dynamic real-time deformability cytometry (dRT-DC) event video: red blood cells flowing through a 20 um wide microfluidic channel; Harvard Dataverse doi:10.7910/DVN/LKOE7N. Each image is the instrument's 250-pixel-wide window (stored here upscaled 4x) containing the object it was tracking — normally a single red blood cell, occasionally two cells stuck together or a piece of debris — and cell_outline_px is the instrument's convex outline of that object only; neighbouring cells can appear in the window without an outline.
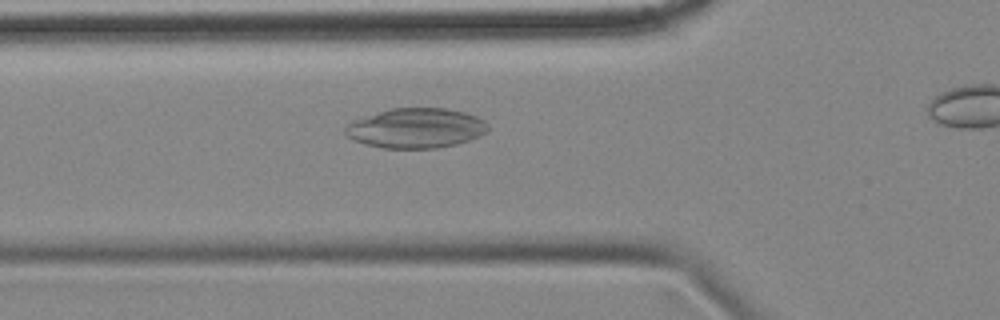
{"species": "common noctule bat (a hibernating species)", "species_latin": "Nyctalus noctula", "temperature_condition": "cold", "stored_images_in_passage": 40, "camera_frame_rate_fps": 3000, "um_per_image_px": 0.085, "animal": {"sex": "female", "body_mass_g": 18.4}, "frame": {"image": 1, "passage_image": 13, "time_ms": 4.0, "image_size_px": [1000, 320], "cell_outline_px": [[488, 132], [480, 136], [456, 144], [436, 148], [384, 148], [364, 144], [344, 136], [344, 128], [352, 120], [388, 108], [444, 108], [464, 112], [476, 116], [484, 120], [488, 124]], "centroid_in_image_um": [35.32, 10.89], "position_along_channel_um": 90.5, "area_um2": 33.41}}
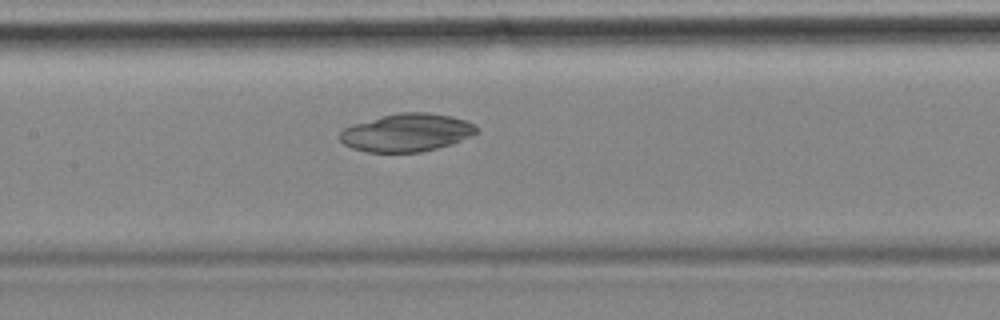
{"frame": {"image": 2, "passage_image": 20, "time_ms": 6.333, "image_size_px": [1000, 320], "cell_outline_px": [[480, 132], [472, 136], [452, 144], [420, 152], [368, 152], [352, 148], [344, 144], [340, 140], [340, 132], [344, 128], [352, 124], [380, 116], [400, 112], [428, 112], [452, 116], [468, 120], [480, 128]], "centroid_in_image_um": [34.62, 11.26], "position_along_channel_um": 172.8, "area_um2": 30.58}}
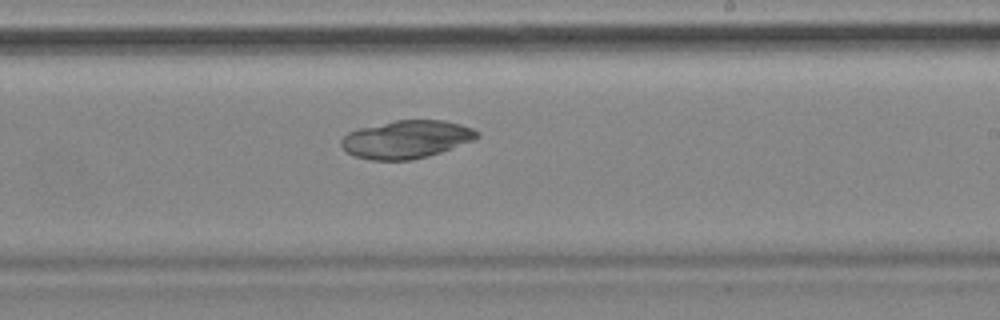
{"frame": {"image": 3, "passage_image": 27, "time_ms": 8.667, "image_size_px": [1000, 320], "cell_outline_px": [[480, 136], [476, 140], [428, 156], [412, 160], [372, 160], [356, 156], [348, 152], [340, 144], [340, 140], [348, 132], [360, 128], [396, 120], [444, 120], [460, 124], [472, 128], [480, 132]], "centroid_in_image_um": [34.58, 11.84], "position_along_channel_um": 254.4, "area_um2": 30.0}}